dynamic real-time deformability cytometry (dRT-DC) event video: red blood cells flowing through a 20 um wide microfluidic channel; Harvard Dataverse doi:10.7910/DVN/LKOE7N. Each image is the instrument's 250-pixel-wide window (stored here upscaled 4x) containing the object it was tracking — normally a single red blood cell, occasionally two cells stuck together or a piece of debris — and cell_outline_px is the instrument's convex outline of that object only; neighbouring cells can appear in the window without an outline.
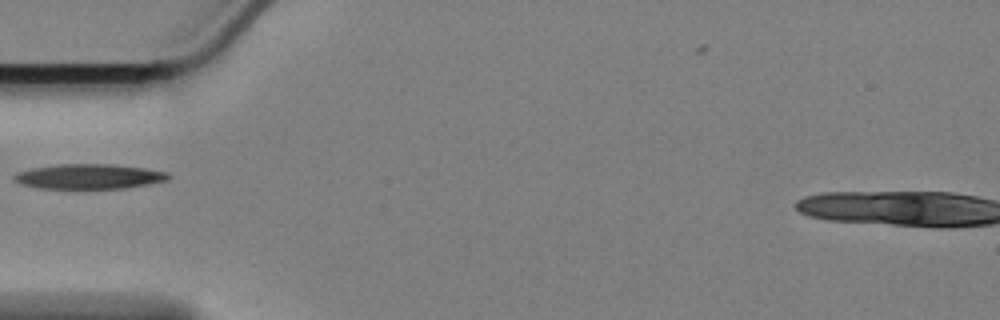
{"species": "Egyptian fruit bat (a non-hibernating species)", "species_latin": "Rousettus aegyptiacus", "temperature_condition": "cold", "stored_images_in_passage": 20, "camera_frame_rate_fps": 3000, "um_per_image_px": 0.085, "animal": {"sex": "female"}, "frame": {"image": 1, "passage_image": 1, "time_ms": 0.0, "image_size_px": [1000, 320], "cell_outline_px": [[172, 176], [168, 180], [148, 184], [124, 188], [40, 188], [24, 184], [12, 180], [12, 176], [20, 172], [32, 168], [60, 164], [116, 164], [144, 168], [168, 172]], "centroid_in_image_um": [7.62, 14.99], "position_along_channel_um": 77.4, "area_um2": 22.25}}
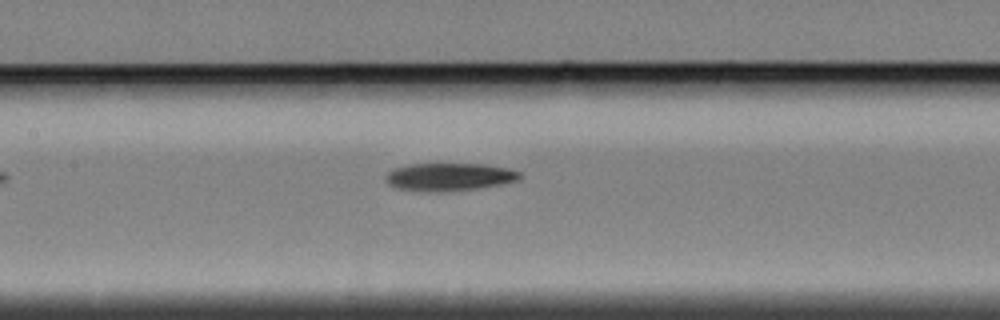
{"frame": {"image": 2, "passage_image": 9, "time_ms": 2.667, "image_size_px": [1000, 320], "cell_outline_px": [[520, 180], [500, 184], [476, 188], [436, 192], [396, 188], [388, 180], [388, 172], [396, 168], [408, 164], [484, 164], [508, 168], [520, 172]], "centroid_in_image_um": [38.25, 15.02], "position_along_channel_um": 169.2, "area_um2": 21.21}}
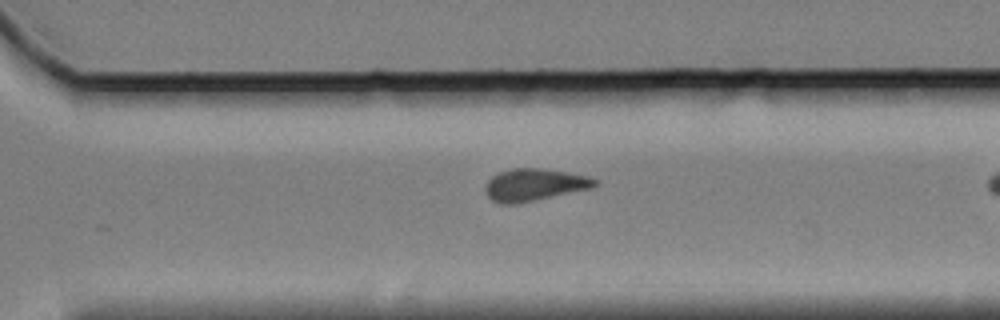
{"frame": {"image": 3, "passage_image": 19, "time_ms": 6.0, "image_size_px": [1000, 320], "cell_outline_px": [[596, 184], [592, 188], [516, 204], [500, 204], [492, 200], [484, 192], [484, 188], [488, 180], [492, 176], [500, 172], [512, 168], [540, 168], [568, 172], [588, 176], [596, 180]], "centroid_in_image_um": [45.38, 15.71], "position_along_channel_um": 325.2, "area_um2": 20.52}}